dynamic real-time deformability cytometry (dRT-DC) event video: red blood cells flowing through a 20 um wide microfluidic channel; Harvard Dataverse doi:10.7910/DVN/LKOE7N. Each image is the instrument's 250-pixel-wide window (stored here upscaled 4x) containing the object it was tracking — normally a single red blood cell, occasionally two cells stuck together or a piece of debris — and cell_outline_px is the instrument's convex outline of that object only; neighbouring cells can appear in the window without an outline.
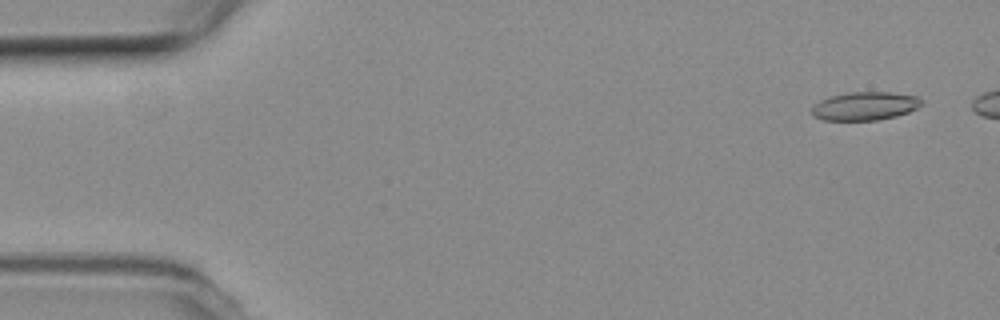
{"species": "common noctule bat (a hibernating species)", "species_latin": "Nyctalus noctula", "temperature_condition": "room temperature", "stored_images_in_passage": 8, "camera_frame_rate_fps": 3000, "um_per_image_px": 0.085, "animal": {"sex": "female", "body_mass_g": 19.3, "forearm_length_mm": 54.1}, "frame": {"image": 1, "passage_image": 3, "time_ms": 0.667, "image_size_px": [1000, 320], "cell_outline_px": [[924, 104], [908, 112], [896, 116], [876, 120], [824, 120], [812, 116], [812, 108], [820, 100], [832, 96], [848, 92], [888, 92], [916, 96], [924, 100]], "centroid_in_image_um": [73.54, 9.01], "position_along_channel_um": 11.5, "area_um2": 18.09}}